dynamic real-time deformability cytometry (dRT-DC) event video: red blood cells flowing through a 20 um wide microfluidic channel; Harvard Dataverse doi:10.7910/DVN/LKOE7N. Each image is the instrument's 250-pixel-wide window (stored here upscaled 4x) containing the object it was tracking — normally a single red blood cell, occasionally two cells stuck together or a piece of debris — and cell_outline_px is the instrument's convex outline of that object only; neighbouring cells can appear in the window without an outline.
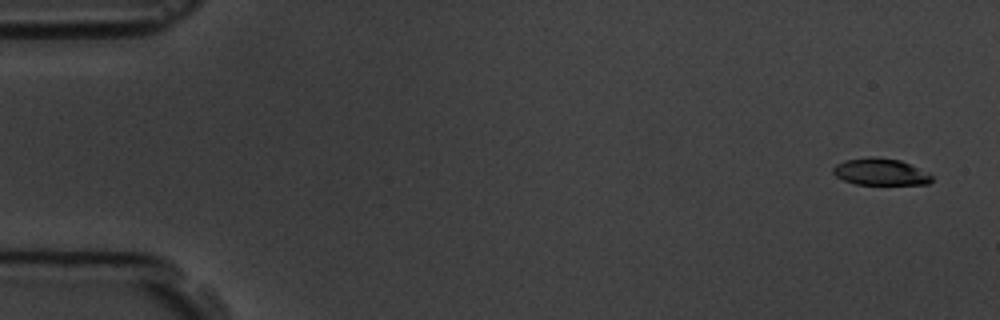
{"species": "common noctule bat (a hibernating species)", "species_latin": "Nyctalus noctula", "temperature_condition": "room temperature", "stored_images_in_passage": 5, "camera_frame_rate_fps": 3000, "um_per_image_px": 0.085, "animal": {"sex": "male", "body_mass_g": 19.5, "forearm_length_mm": 54.6}, "frame": {"image": 1, "passage_image": 1, "time_ms": 0.0, "image_size_px": [1000, 320], "cell_outline_px": [[932, 180], [928, 184], [856, 184], [844, 180], [836, 176], [832, 172], [832, 168], [836, 164], [844, 160], [868, 156], [876, 156], [900, 160], [932, 176]], "centroid_in_image_um": [74.76, 14.59], "position_along_channel_um": 10.2, "area_um2": 15.26}}
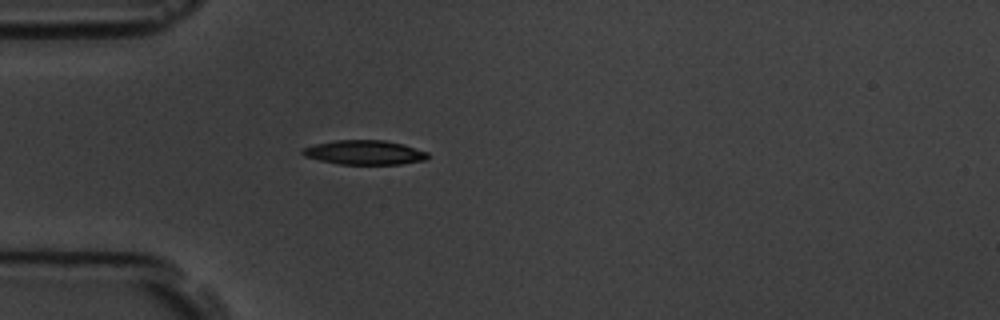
{"frame": {"image": 2, "passage_image": 5, "time_ms": 4.667, "image_size_px": [1000, 320], "cell_outline_px": [[428, 156], [424, 160], [400, 164], [340, 164], [320, 160], [304, 156], [300, 152], [304, 148], [316, 144], [336, 140], [384, 140], [404, 144], [428, 152]], "centroid_in_image_um": [30.99, 12.95], "position_along_channel_um": 54.0, "area_um2": 17.63}}